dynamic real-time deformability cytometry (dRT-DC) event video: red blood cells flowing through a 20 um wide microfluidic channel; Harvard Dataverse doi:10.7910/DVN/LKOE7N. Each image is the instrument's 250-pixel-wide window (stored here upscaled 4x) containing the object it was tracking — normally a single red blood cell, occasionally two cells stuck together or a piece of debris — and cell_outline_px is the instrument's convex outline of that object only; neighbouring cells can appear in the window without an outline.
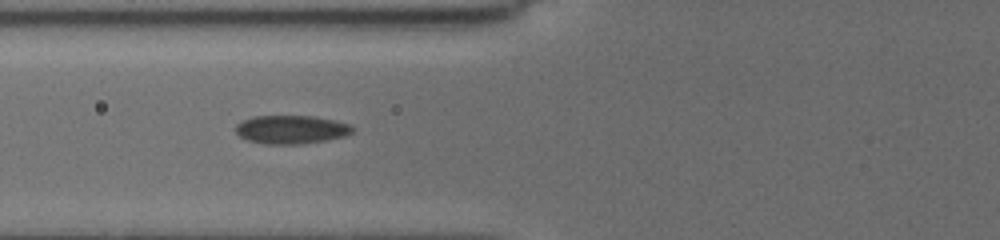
{"species": "common noctule bat (a hibernating species)", "species_latin": "Nyctalus noctula", "temperature_condition": "cold", "stored_images_in_passage": 10, "camera_frame_rate_fps": 3000, "um_per_image_px": 0.085, "animal": {"sex": "female", "body_mass_g": 19.5, "forearm_length_mm": 54.1}, "frame": {"image": 1, "passage_image": 9, "time_ms": 8.0, "image_size_px": [1000, 240], "cell_outline_px": [[352, 132], [344, 136], [324, 140], [300, 144], [264, 144], [248, 140], [240, 136], [236, 132], [236, 124], [252, 116], [312, 116], [332, 120], [348, 124], [352, 128]], "centroid_in_image_um": [24.7, 11.01], "position_along_channel_um": 101.1, "area_um2": 19.07}}
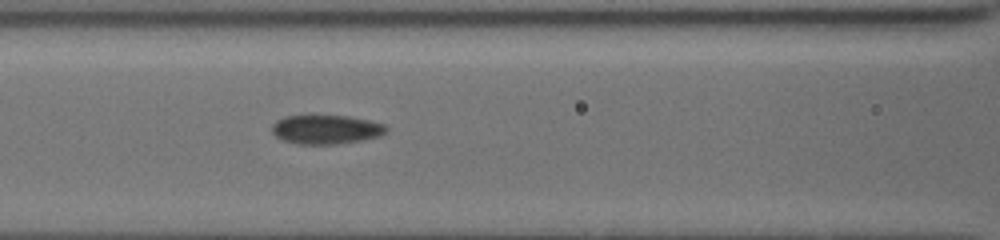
{"frame": {"image": 2, "passage_image": 10, "time_ms": 9.0, "image_size_px": [1000, 240], "cell_outline_px": [[388, 132], [380, 136], [364, 140], [336, 144], [300, 144], [284, 140], [276, 136], [272, 132], [272, 124], [276, 120], [284, 116], [348, 116], [368, 120], [384, 124], [388, 128]], "centroid_in_image_um": [27.74, 11.01], "position_along_channel_um": 138.9, "area_um2": 19.36}}